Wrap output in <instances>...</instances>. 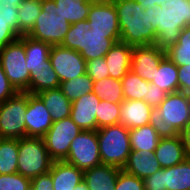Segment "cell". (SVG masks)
Instances as JSON below:
<instances>
[{
	"mask_svg": "<svg viewBox=\"0 0 190 190\" xmlns=\"http://www.w3.org/2000/svg\"><path fill=\"white\" fill-rule=\"evenodd\" d=\"M117 11L120 41L132 46L155 44L156 31L151 26L150 7L144 9L134 0H111Z\"/></svg>",
	"mask_w": 190,
	"mask_h": 190,
	"instance_id": "1",
	"label": "cell"
},
{
	"mask_svg": "<svg viewBox=\"0 0 190 190\" xmlns=\"http://www.w3.org/2000/svg\"><path fill=\"white\" fill-rule=\"evenodd\" d=\"M150 18L156 31L155 45L166 51L178 42L181 30L190 25V0H173L163 7L150 8Z\"/></svg>",
	"mask_w": 190,
	"mask_h": 190,
	"instance_id": "2",
	"label": "cell"
},
{
	"mask_svg": "<svg viewBox=\"0 0 190 190\" xmlns=\"http://www.w3.org/2000/svg\"><path fill=\"white\" fill-rule=\"evenodd\" d=\"M190 122V106L184 92L169 93L158 107L152 108L150 125L160 138L176 137Z\"/></svg>",
	"mask_w": 190,
	"mask_h": 190,
	"instance_id": "3",
	"label": "cell"
},
{
	"mask_svg": "<svg viewBox=\"0 0 190 190\" xmlns=\"http://www.w3.org/2000/svg\"><path fill=\"white\" fill-rule=\"evenodd\" d=\"M89 30L88 20L71 24L61 46L77 51L86 61H90L104 57L120 41V37H107V33Z\"/></svg>",
	"mask_w": 190,
	"mask_h": 190,
	"instance_id": "4",
	"label": "cell"
},
{
	"mask_svg": "<svg viewBox=\"0 0 190 190\" xmlns=\"http://www.w3.org/2000/svg\"><path fill=\"white\" fill-rule=\"evenodd\" d=\"M102 164L122 169L131 153L129 129L121 124L96 130Z\"/></svg>",
	"mask_w": 190,
	"mask_h": 190,
	"instance_id": "5",
	"label": "cell"
},
{
	"mask_svg": "<svg viewBox=\"0 0 190 190\" xmlns=\"http://www.w3.org/2000/svg\"><path fill=\"white\" fill-rule=\"evenodd\" d=\"M17 173L33 179L50 171L54 160L48 154L43 138L18 139Z\"/></svg>",
	"mask_w": 190,
	"mask_h": 190,
	"instance_id": "6",
	"label": "cell"
},
{
	"mask_svg": "<svg viewBox=\"0 0 190 190\" xmlns=\"http://www.w3.org/2000/svg\"><path fill=\"white\" fill-rule=\"evenodd\" d=\"M41 7L42 11L27 35L51 46L61 45L71 24L56 7L54 0H42Z\"/></svg>",
	"mask_w": 190,
	"mask_h": 190,
	"instance_id": "7",
	"label": "cell"
},
{
	"mask_svg": "<svg viewBox=\"0 0 190 190\" xmlns=\"http://www.w3.org/2000/svg\"><path fill=\"white\" fill-rule=\"evenodd\" d=\"M0 63L15 89L29 93L30 72L26 65L24 35L0 50Z\"/></svg>",
	"mask_w": 190,
	"mask_h": 190,
	"instance_id": "8",
	"label": "cell"
},
{
	"mask_svg": "<svg viewBox=\"0 0 190 190\" xmlns=\"http://www.w3.org/2000/svg\"><path fill=\"white\" fill-rule=\"evenodd\" d=\"M27 92H18L0 104V138L26 137L25 116Z\"/></svg>",
	"mask_w": 190,
	"mask_h": 190,
	"instance_id": "9",
	"label": "cell"
},
{
	"mask_svg": "<svg viewBox=\"0 0 190 190\" xmlns=\"http://www.w3.org/2000/svg\"><path fill=\"white\" fill-rule=\"evenodd\" d=\"M64 161L82 171L102 164L96 130H82L72 140Z\"/></svg>",
	"mask_w": 190,
	"mask_h": 190,
	"instance_id": "10",
	"label": "cell"
},
{
	"mask_svg": "<svg viewBox=\"0 0 190 190\" xmlns=\"http://www.w3.org/2000/svg\"><path fill=\"white\" fill-rule=\"evenodd\" d=\"M82 131L71 117L53 122L43 137L48 154L54 161H64L72 140Z\"/></svg>",
	"mask_w": 190,
	"mask_h": 190,
	"instance_id": "11",
	"label": "cell"
},
{
	"mask_svg": "<svg viewBox=\"0 0 190 190\" xmlns=\"http://www.w3.org/2000/svg\"><path fill=\"white\" fill-rule=\"evenodd\" d=\"M49 60L60 83L86 73V60L81 54L61 45L52 46Z\"/></svg>",
	"mask_w": 190,
	"mask_h": 190,
	"instance_id": "12",
	"label": "cell"
},
{
	"mask_svg": "<svg viewBox=\"0 0 190 190\" xmlns=\"http://www.w3.org/2000/svg\"><path fill=\"white\" fill-rule=\"evenodd\" d=\"M87 20L89 31L107 33V37H120L117 11L111 0L93 2Z\"/></svg>",
	"mask_w": 190,
	"mask_h": 190,
	"instance_id": "13",
	"label": "cell"
},
{
	"mask_svg": "<svg viewBox=\"0 0 190 190\" xmlns=\"http://www.w3.org/2000/svg\"><path fill=\"white\" fill-rule=\"evenodd\" d=\"M26 137L43 138L54 122L50 111L37 94L27 93Z\"/></svg>",
	"mask_w": 190,
	"mask_h": 190,
	"instance_id": "14",
	"label": "cell"
},
{
	"mask_svg": "<svg viewBox=\"0 0 190 190\" xmlns=\"http://www.w3.org/2000/svg\"><path fill=\"white\" fill-rule=\"evenodd\" d=\"M165 56L166 51L159 49L155 44L133 47L131 70L147 82H151L155 68L159 67Z\"/></svg>",
	"mask_w": 190,
	"mask_h": 190,
	"instance_id": "15",
	"label": "cell"
},
{
	"mask_svg": "<svg viewBox=\"0 0 190 190\" xmlns=\"http://www.w3.org/2000/svg\"><path fill=\"white\" fill-rule=\"evenodd\" d=\"M99 102L100 99L93 92L72 102L70 117L82 130H97L96 111Z\"/></svg>",
	"mask_w": 190,
	"mask_h": 190,
	"instance_id": "16",
	"label": "cell"
},
{
	"mask_svg": "<svg viewBox=\"0 0 190 190\" xmlns=\"http://www.w3.org/2000/svg\"><path fill=\"white\" fill-rule=\"evenodd\" d=\"M132 50V46L118 41L104 56L111 78L121 80L131 70Z\"/></svg>",
	"mask_w": 190,
	"mask_h": 190,
	"instance_id": "17",
	"label": "cell"
},
{
	"mask_svg": "<svg viewBox=\"0 0 190 190\" xmlns=\"http://www.w3.org/2000/svg\"><path fill=\"white\" fill-rule=\"evenodd\" d=\"M152 107L144 100H127L121 102L120 122L127 129H134L150 124Z\"/></svg>",
	"mask_w": 190,
	"mask_h": 190,
	"instance_id": "18",
	"label": "cell"
},
{
	"mask_svg": "<svg viewBox=\"0 0 190 190\" xmlns=\"http://www.w3.org/2000/svg\"><path fill=\"white\" fill-rule=\"evenodd\" d=\"M122 169L127 173L144 180L159 171L161 167L156 159L154 151L131 150L127 162Z\"/></svg>",
	"mask_w": 190,
	"mask_h": 190,
	"instance_id": "19",
	"label": "cell"
},
{
	"mask_svg": "<svg viewBox=\"0 0 190 190\" xmlns=\"http://www.w3.org/2000/svg\"><path fill=\"white\" fill-rule=\"evenodd\" d=\"M48 173L54 190H73L84 177V171L65 161H54Z\"/></svg>",
	"mask_w": 190,
	"mask_h": 190,
	"instance_id": "20",
	"label": "cell"
},
{
	"mask_svg": "<svg viewBox=\"0 0 190 190\" xmlns=\"http://www.w3.org/2000/svg\"><path fill=\"white\" fill-rule=\"evenodd\" d=\"M154 152L161 168L175 166L187 158L180 135L160 138Z\"/></svg>",
	"mask_w": 190,
	"mask_h": 190,
	"instance_id": "21",
	"label": "cell"
},
{
	"mask_svg": "<svg viewBox=\"0 0 190 190\" xmlns=\"http://www.w3.org/2000/svg\"><path fill=\"white\" fill-rule=\"evenodd\" d=\"M120 168L100 164L84 171L83 180L89 190H114Z\"/></svg>",
	"mask_w": 190,
	"mask_h": 190,
	"instance_id": "22",
	"label": "cell"
},
{
	"mask_svg": "<svg viewBox=\"0 0 190 190\" xmlns=\"http://www.w3.org/2000/svg\"><path fill=\"white\" fill-rule=\"evenodd\" d=\"M37 95L50 111L54 122L70 117L72 102L62 93L60 88L44 90Z\"/></svg>",
	"mask_w": 190,
	"mask_h": 190,
	"instance_id": "23",
	"label": "cell"
},
{
	"mask_svg": "<svg viewBox=\"0 0 190 190\" xmlns=\"http://www.w3.org/2000/svg\"><path fill=\"white\" fill-rule=\"evenodd\" d=\"M24 48L26 65L28 66L29 72H31L32 68L52 67L49 60L52 48L50 44L24 35Z\"/></svg>",
	"mask_w": 190,
	"mask_h": 190,
	"instance_id": "24",
	"label": "cell"
},
{
	"mask_svg": "<svg viewBox=\"0 0 190 190\" xmlns=\"http://www.w3.org/2000/svg\"><path fill=\"white\" fill-rule=\"evenodd\" d=\"M151 83L157 85L168 94L178 92V67L165 56L159 67L155 68Z\"/></svg>",
	"mask_w": 190,
	"mask_h": 190,
	"instance_id": "25",
	"label": "cell"
},
{
	"mask_svg": "<svg viewBox=\"0 0 190 190\" xmlns=\"http://www.w3.org/2000/svg\"><path fill=\"white\" fill-rule=\"evenodd\" d=\"M164 180L167 190H190V159L164 168Z\"/></svg>",
	"mask_w": 190,
	"mask_h": 190,
	"instance_id": "26",
	"label": "cell"
},
{
	"mask_svg": "<svg viewBox=\"0 0 190 190\" xmlns=\"http://www.w3.org/2000/svg\"><path fill=\"white\" fill-rule=\"evenodd\" d=\"M60 80L53 67L32 68L30 72L29 93L38 94L48 89L59 88Z\"/></svg>",
	"mask_w": 190,
	"mask_h": 190,
	"instance_id": "27",
	"label": "cell"
},
{
	"mask_svg": "<svg viewBox=\"0 0 190 190\" xmlns=\"http://www.w3.org/2000/svg\"><path fill=\"white\" fill-rule=\"evenodd\" d=\"M131 150L155 151L160 137L156 130L150 125H144L129 129Z\"/></svg>",
	"mask_w": 190,
	"mask_h": 190,
	"instance_id": "28",
	"label": "cell"
},
{
	"mask_svg": "<svg viewBox=\"0 0 190 190\" xmlns=\"http://www.w3.org/2000/svg\"><path fill=\"white\" fill-rule=\"evenodd\" d=\"M56 7L70 24L87 20L91 4L84 0H54Z\"/></svg>",
	"mask_w": 190,
	"mask_h": 190,
	"instance_id": "29",
	"label": "cell"
},
{
	"mask_svg": "<svg viewBox=\"0 0 190 190\" xmlns=\"http://www.w3.org/2000/svg\"><path fill=\"white\" fill-rule=\"evenodd\" d=\"M42 0H23L18 6L19 36L27 35L42 11Z\"/></svg>",
	"mask_w": 190,
	"mask_h": 190,
	"instance_id": "30",
	"label": "cell"
},
{
	"mask_svg": "<svg viewBox=\"0 0 190 190\" xmlns=\"http://www.w3.org/2000/svg\"><path fill=\"white\" fill-rule=\"evenodd\" d=\"M18 139L0 138V174L17 173Z\"/></svg>",
	"mask_w": 190,
	"mask_h": 190,
	"instance_id": "31",
	"label": "cell"
},
{
	"mask_svg": "<svg viewBox=\"0 0 190 190\" xmlns=\"http://www.w3.org/2000/svg\"><path fill=\"white\" fill-rule=\"evenodd\" d=\"M92 92L95 93L100 100H108L112 103H121L124 100L121 80L111 77L95 81L93 83Z\"/></svg>",
	"mask_w": 190,
	"mask_h": 190,
	"instance_id": "32",
	"label": "cell"
},
{
	"mask_svg": "<svg viewBox=\"0 0 190 190\" xmlns=\"http://www.w3.org/2000/svg\"><path fill=\"white\" fill-rule=\"evenodd\" d=\"M94 81L85 73L79 77L60 83L62 93L71 101H75L83 95L92 93Z\"/></svg>",
	"mask_w": 190,
	"mask_h": 190,
	"instance_id": "33",
	"label": "cell"
},
{
	"mask_svg": "<svg viewBox=\"0 0 190 190\" xmlns=\"http://www.w3.org/2000/svg\"><path fill=\"white\" fill-rule=\"evenodd\" d=\"M148 83L145 79L129 70L121 79L124 99L127 100H144L147 97Z\"/></svg>",
	"mask_w": 190,
	"mask_h": 190,
	"instance_id": "34",
	"label": "cell"
},
{
	"mask_svg": "<svg viewBox=\"0 0 190 190\" xmlns=\"http://www.w3.org/2000/svg\"><path fill=\"white\" fill-rule=\"evenodd\" d=\"M121 103H112L108 100H100L96 111L97 129L117 125L120 122Z\"/></svg>",
	"mask_w": 190,
	"mask_h": 190,
	"instance_id": "35",
	"label": "cell"
},
{
	"mask_svg": "<svg viewBox=\"0 0 190 190\" xmlns=\"http://www.w3.org/2000/svg\"><path fill=\"white\" fill-rule=\"evenodd\" d=\"M0 190H31V179L20 173L0 174Z\"/></svg>",
	"mask_w": 190,
	"mask_h": 190,
	"instance_id": "36",
	"label": "cell"
},
{
	"mask_svg": "<svg viewBox=\"0 0 190 190\" xmlns=\"http://www.w3.org/2000/svg\"><path fill=\"white\" fill-rule=\"evenodd\" d=\"M114 190H145L144 181L121 169Z\"/></svg>",
	"mask_w": 190,
	"mask_h": 190,
	"instance_id": "37",
	"label": "cell"
},
{
	"mask_svg": "<svg viewBox=\"0 0 190 190\" xmlns=\"http://www.w3.org/2000/svg\"><path fill=\"white\" fill-rule=\"evenodd\" d=\"M86 73L94 82L110 77L104 57L86 61Z\"/></svg>",
	"mask_w": 190,
	"mask_h": 190,
	"instance_id": "38",
	"label": "cell"
},
{
	"mask_svg": "<svg viewBox=\"0 0 190 190\" xmlns=\"http://www.w3.org/2000/svg\"><path fill=\"white\" fill-rule=\"evenodd\" d=\"M20 36L9 27V22L0 12V50L8 43L17 40Z\"/></svg>",
	"mask_w": 190,
	"mask_h": 190,
	"instance_id": "39",
	"label": "cell"
},
{
	"mask_svg": "<svg viewBox=\"0 0 190 190\" xmlns=\"http://www.w3.org/2000/svg\"><path fill=\"white\" fill-rule=\"evenodd\" d=\"M166 56L177 66L190 64V48H169Z\"/></svg>",
	"mask_w": 190,
	"mask_h": 190,
	"instance_id": "40",
	"label": "cell"
},
{
	"mask_svg": "<svg viewBox=\"0 0 190 190\" xmlns=\"http://www.w3.org/2000/svg\"><path fill=\"white\" fill-rule=\"evenodd\" d=\"M0 12L9 22V27H11L19 35L18 7L1 2Z\"/></svg>",
	"mask_w": 190,
	"mask_h": 190,
	"instance_id": "41",
	"label": "cell"
},
{
	"mask_svg": "<svg viewBox=\"0 0 190 190\" xmlns=\"http://www.w3.org/2000/svg\"><path fill=\"white\" fill-rule=\"evenodd\" d=\"M167 95L168 93L165 92L163 89L149 82L147 97H144V101L152 108H155L161 104V102L165 99Z\"/></svg>",
	"mask_w": 190,
	"mask_h": 190,
	"instance_id": "42",
	"label": "cell"
},
{
	"mask_svg": "<svg viewBox=\"0 0 190 190\" xmlns=\"http://www.w3.org/2000/svg\"><path fill=\"white\" fill-rule=\"evenodd\" d=\"M17 93L18 91L8 80L0 63V104L15 96Z\"/></svg>",
	"mask_w": 190,
	"mask_h": 190,
	"instance_id": "43",
	"label": "cell"
},
{
	"mask_svg": "<svg viewBox=\"0 0 190 190\" xmlns=\"http://www.w3.org/2000/svg\"><path fill=\"white\" fill-rule=\"evenodd\" d=\"M145 190H167L164 180V168L145 178Z\"/></svg>",
	"mask_w": 190,
	"mask_h": 190,
	"instance_id": "44",
	"label": "cell"
},
{
	"mask_svg": "<svg viewBox=\"0 0 190 190\" xmlns=\"http://www.w3.org/2000/svg\"><path fill=\"white\" fill-rule=\"evenodd\" d=\"M31 190H54L51 175L46 173L31 179Z\"/></svg>",
	"mask_w": 190,
	"mask_h": 190,
	"instance_id": "45",
	"label": "cell"
},
{
	"mask_svg": "<svg viewBox=\"0 0 190 190\" xmlns=\"http://www.w3.org/2000/svg\"><path fill=\"white\" fill-rule=\"evenodd\" d=\"M178 83L180 92H190V64L178 67Z\"/></svg>",
	"mask_w": 190,
	"mask_h": 190,
	"instance_id": "46",
	"label": "cell"
},
{
	"mask_svg": "<svg viewBox=\"0 0 190 190\" xmlns=\"http://www.w3.org/2000/svg\"><path fill=\"white\" fill-rule=\"evenodd\" d=\"M170 48H190V25L181 30L178 42Z\"/></svg>",
	"mask_w": 190,
	"mask_h": 190,
	"instance_id": "47",
	"label": "cell"
},
{
	"mask_svg": "<svg viewBox=\"0 0 190 190\" xmlns=\"http://www.w3.org/2000/svg\"><path fill=\"white\" fill-rule=\"evenodd\" d=\"M179 135H180L182 143H183L186 157L190 159V122L180 132Z\"/></svg>",
	"mask_w": 190,
	"mask_h": 190,
	"instance_id": "48",
	"label": "cell"
},
{
	"mask_svg": "<svg viewBox=\"0 0 190 190\" xmlns=\"http://www.w3.org/2000/svg\"><path fill=\"white\" fill-rule=\"evenodd\" d=\"M137 3H139L144 9L150 7V8H156L157 6L163 7L164 6V0H134Z\"/></svg>",
	"mask_w": 190,
	"mask_h": 190,
	"instance_id": "49",
	"label": "cell"
},
{
	"mask_svg": "<svg viewBox=\"0 0 190 190\" xmlns=\"http://www.w3.org/2000/svg\"><path fill=\"white\" fill-rule=\"evenodd\" d=\"M23 0H1V2H5L7 5H15L19 6Z\"/></svg>",
	"mask_w": 190,
	"mask_h": 190,
	"instance_id": "50",
	"label": "cell"
},
{
	"mask_svg": "<svg viewBox=\"0 0 190 190\" xmlns=\"http://www.w3.org/2000/svg\"><path fill=\"white\" fill-rule=\"evenodd\" d=\"M73 190H89L84 180L79 183Z\"/></svg>",
	"mask_w": 190,
	"mask_h": 190,
	"instance_id": "51",
	"label": "cell"
},
{
	"mask_svg": "<svg viewBox=\"0 0 190 190\" xmlns=\"http://www.w3.org/2000/svg\"><path fill=\"white\" fill-rule=\"evenodd\" d=\"M185 96H186L187 101H188L189 106H190V92L185 93Z\"/></svg>",
	"mask_w": 190,
	"mask_h": 190,
	"instance_id": "52",
	"label": "cell"
},
{
	"mask_svg": "<svg viewBox=\"0 0 190 190\" xmlns=\"http://www.w3.org/2000/svg\"><path fill=\"white\" fill-rule=\"evenodd\" d=\"M84 1L97 2V1H100V0H84Z\"/></svg>",
	"mask_w": 190,
	"mask_h": 190,
	"instance_id": "53",
	"label": "cell"
}]
</instances>
